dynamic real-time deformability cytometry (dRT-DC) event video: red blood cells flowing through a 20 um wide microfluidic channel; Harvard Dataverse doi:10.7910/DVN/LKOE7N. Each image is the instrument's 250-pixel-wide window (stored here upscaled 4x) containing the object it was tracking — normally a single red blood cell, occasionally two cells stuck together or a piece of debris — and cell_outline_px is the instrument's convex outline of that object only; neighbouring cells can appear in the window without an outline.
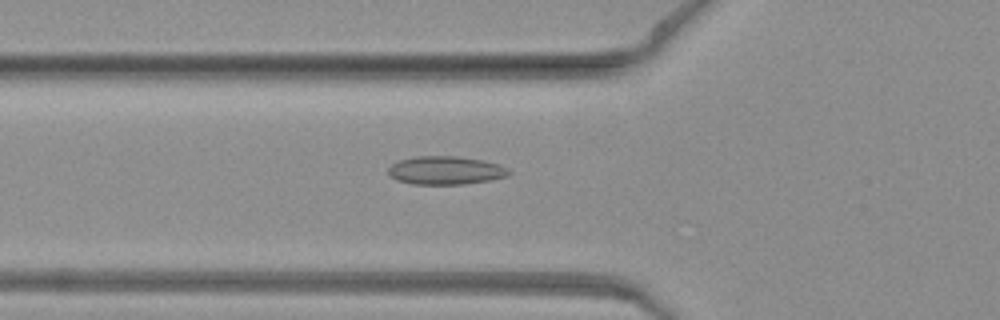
{"species": "common noctule bat (a hibernating species)", "species_latin": "Nyctalus noctula", "temperature_condition": "warm", "stored_images_in_passage": 52, "camera_frame_rate_fps": 3000, "um_per_image_px": 0.085, "animal": {"sex": "female", "body_mass_g": 19.3, "forearm_length_mm": 54.1}, "frame": {"image": 1, "passage_image": 19, "time_ms": 6.0, "image_size_px": [1000, 320], "cell_outline_px": [[512, 172], [508, 176], [492, 180], [464, 184], [412, 184], [396, 180], [388, 176], [388, 168], [392, 164], [400, 160], [416, 156], [456, 156], [484, 160], [500, 164], [508, 168]], "centroid_in_image_um": [37.9, 14.48], "position_along_channel_um": 87.9, "area_um2": 20.17}}
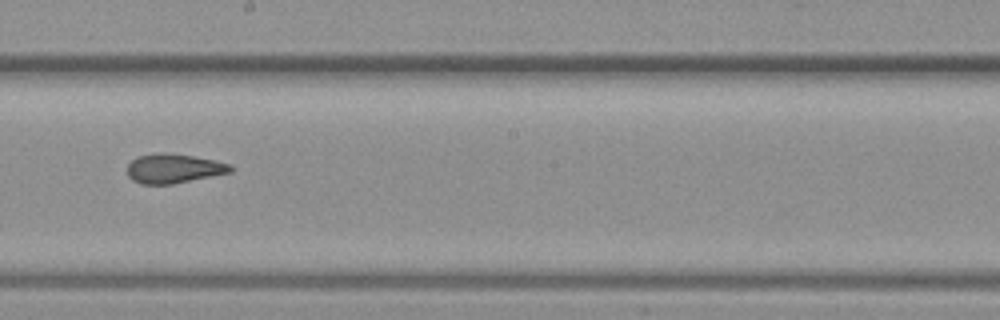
{"frame": {"image": 2, "passage_image": 30, "time_ms": 9.667, "image_size_px": [1000, 320], "cell_outline_px": [[232, 172], [172, 184], [140, 184], [132, 180], [128, 176], [128, 164], [132, 160], [140, 156], [156, 152], [160, 152], [192, 156], [216, 160], [232, 164]], "centroid_in_image_um": [14.77, 14.32], "position_along_channel_um": 233.4, "area_um2": 17.63}}
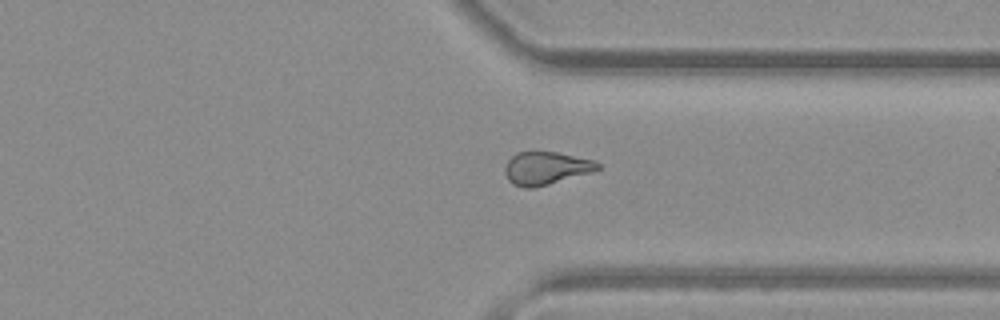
{"frame": {"image": 3, "passage_image": 40, "time_ms": 13.0, "image_size_px": [1000, 320], "cell_outline_px": [[600, 168], [592, 172], [548, 184], [532, 188], [524, 188], [512, 184], [508, 180], [504, 172], [504, 168], [508, 160], [516, 152], [556, 152], [596, 160], [600, 164]], "centroid_in_image_um": [46.4, 14.29], "position_along_channel_um": 365.0, "area_um2": 17.8}}